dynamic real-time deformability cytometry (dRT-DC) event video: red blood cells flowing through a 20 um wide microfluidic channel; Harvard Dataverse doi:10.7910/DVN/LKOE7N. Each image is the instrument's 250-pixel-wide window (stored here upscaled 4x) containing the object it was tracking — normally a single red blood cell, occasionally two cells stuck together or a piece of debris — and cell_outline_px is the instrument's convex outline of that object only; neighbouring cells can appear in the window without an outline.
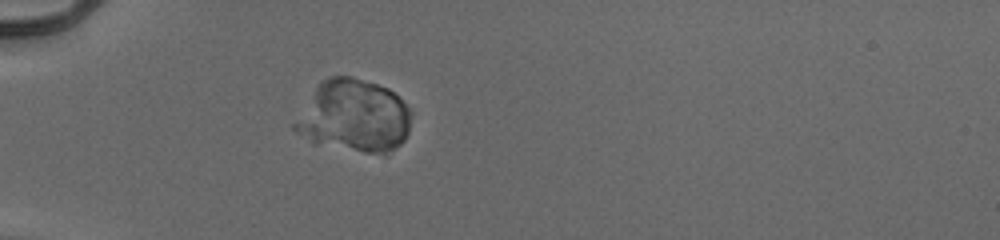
{"species": "human", "species_latin": "Homo sapiens", "temperature_condition": "cold", "stored_images_in_passage": 40, "camera_frame_rate_fps": 3000, "um_per_image_px": 0.085, "donor": {"sex": "male"}, "frame": {"image": 1, "passage_image": 3, "time_ms": 0.667, "image_size_px": [1000, 240], "cell_outline_px": [[408, 132], [404, 140], [400, 144], [384, 152], [364, 152], [312, 144], [296, 132], [292, 128], [292, 124], [316, 88], [328, 76], [352, 76], [388, 88], [408, 108]], "centroid_in_image_um": [30.02, 9.88], "position_along_channel_um": 55.0, "area_um2": 48.26}}
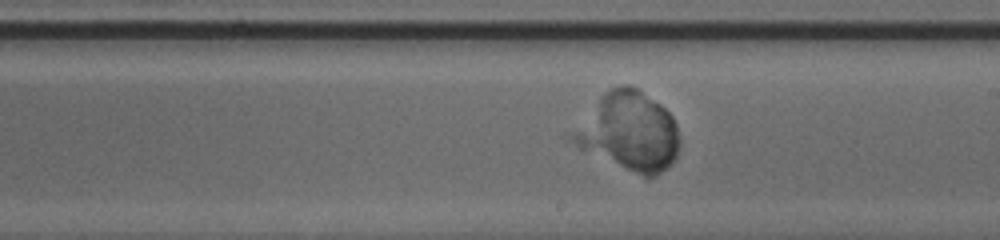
{"frame": {"image": 2, "passage_image": 19, "time_ms": 6.0, "image_size_px": [1000, 240], "cell_outline_px": [[680, 144], [676, 156], [672, 164], [648, 180], [580, 148], [564, 136], [564, 132], [604, 92], [612, 88], [624, 84], [628, 84], [636, 88], [660, 104], [672, 116], [676, 124], [680, 140]], "centroid_in_image_um": [53.37, 11.19], "position_along_channel_um": 235.6, "area_um2": 49.88}}
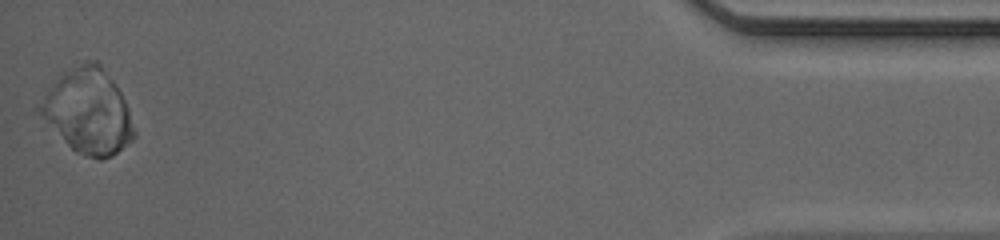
{"frame": {"image": 3, "passage_image": 40, "time_ms": 13.0, "image_size_px": [1000, 240], "cell_outline_px": [[136, 136], [132, 140], [112, 156], [100, 160], [76, 152], [40, 116], [36, 108], [44, 96], [56, 80], [64, 72], [88, 60], [96, 60], [100, 64], [112, 80], [120, 92], [128, 108], [136, 132]], "centroid_in_image_um": [7.51, 9.48], "position_along_channel_um": 427.7, "area_um2": 45.66}}